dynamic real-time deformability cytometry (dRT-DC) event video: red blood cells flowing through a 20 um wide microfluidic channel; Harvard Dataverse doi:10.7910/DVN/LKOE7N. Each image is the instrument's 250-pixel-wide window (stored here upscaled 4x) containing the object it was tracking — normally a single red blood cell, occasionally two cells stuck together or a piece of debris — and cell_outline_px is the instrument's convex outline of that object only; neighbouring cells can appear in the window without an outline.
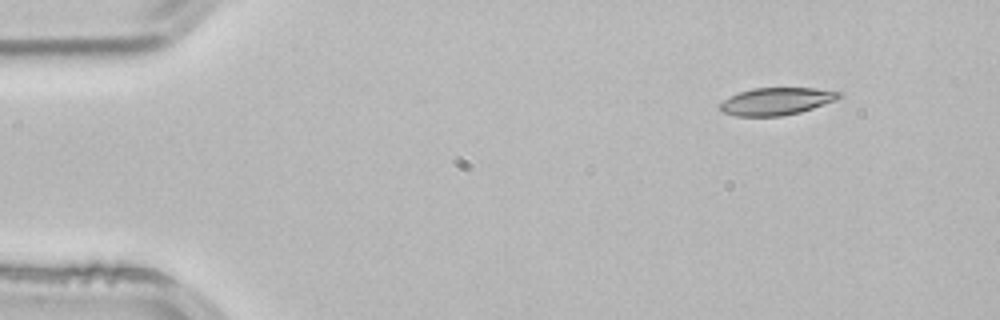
{"species": "common noctule bat (a hibernating species)", "species_latin": "Nyctalus noctula", "temperature_condition": "room temperature", "stored_images_in_passage": 4, "camera_frame_rate_fps": 3000, "um_per_image_px": 0.085, "animal": {"sex": "male", "body_mass_g": 21.5, "forearm_length_mm": 52.0}, "frame": {"image": 1, "passage_image": 1, "time_ms": 0.0, "image_size_px": [1000, 320], "cell_outline_px": [[840, 96], [836, 100], [800, 112], [780, 116], [736, 116], [724, 112], [720, 108], [720, 104], [724, 100], [740, 92], [752, 88], [812, 88], [840, 92]], "centroid_in_image_um": [65.99, 8.61], "position_along_channel_um": 19.0, "area_um2": 18.61}}
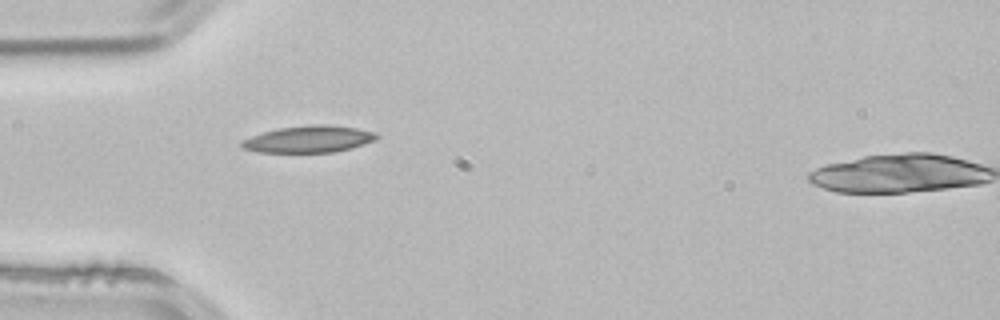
{"frame": {"image": 2, "passage_image": 3, "time_ms": 0.667, "image_size_px": [1000, 320], "cell_outline_px": [[380, 136], [376, 140], [364, 144], [336, 152], [256, 152], [244, 148], [240, 144], [244, 140], [252, 136], [264, 132], [280, 128], [312, 124], [328, 124], [356, 128], [376, 132]], "centroid_in_image_um": [26.31, 11.82], "position_along_channel_um": 58.7, "area_um2": 20.98}}